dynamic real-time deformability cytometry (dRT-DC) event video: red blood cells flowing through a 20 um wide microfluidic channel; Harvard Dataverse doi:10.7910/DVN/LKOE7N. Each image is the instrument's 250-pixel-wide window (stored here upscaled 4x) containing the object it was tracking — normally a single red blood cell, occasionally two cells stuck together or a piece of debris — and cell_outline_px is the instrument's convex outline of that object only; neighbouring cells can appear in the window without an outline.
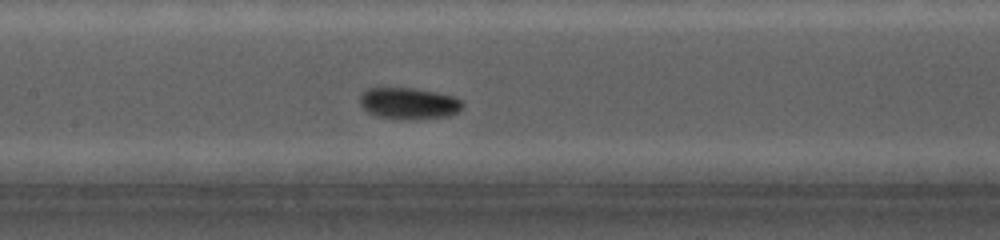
{"species": "common noctule bat (a hibernating species)", "species_latin": "Nyctalus noctula", "temperature_condition": "cold", "stored_images_in_passage": 46, "camera_frame_rate_fps": 5000, "um_per_image_px": 0.085, "animal": {"sex": "female", "body_mass_g": 19.0, "forearm_length_mm": 56.7}, "frame": {"image": 1, "passage_image": 23, "time_ms": 7.4, "image_size_px": [1000, 240], "cell_outline_px": [[464, 104], [456, 112], [448, 116], [408, 120], [392, 120], [376, 116], [368, 112], [360, 104], [360, 96], [368, 88], [416, 88], [436, 92], [452, 96], [464, 100]], "centroid_in_image_um": [34.74, 8.8], "position_along_channel_um": 172.7, "area_um2": 19.07}}
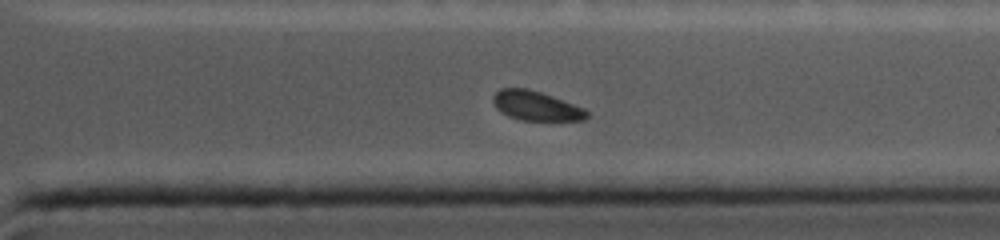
{"frame": {"image": 2, "passage_image": 39, "time_ms": 12.6, "image_size_px": [1000, 240], "cell_outline_px": [[588, 116], [584, 120], [520, 120], [508, 116], [496, 108], [492, 100], [492, 96], [500, 88], [528, 88], [552, 96], [584, 108], [588, 112]], "centroid_in_image_um": [45.53, 8.99], "position_along_channel_um": 365.9, "area_um2": 16.01}}
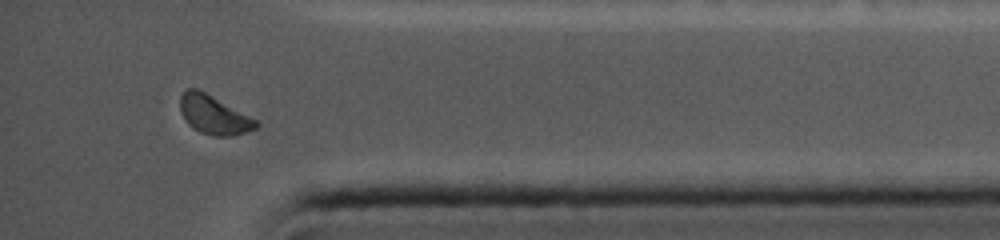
{"frame": {"image": 3, "passage_image": 43, "time_ms": 14.0, "image_size_px": [1000, 240], "cell_outline_px": [[260, 124], [256, 128], [232, 136], [216, 136], [200, 132], [192, 128], [184, 120], [180, 112], [180, 96], [188, 88], [196, 88], [204, 92], [256, 120]], "centroid_in_image_um": [18.12, 9.78], "position_along_channel_um": 417.1, "area_um2": 16.82}, "authors_computed_cell_mechanics": {"area_um2": 16.9643, "velocity_mm_per_s": 3.7077, "shape_relaxation_time_tau1_ms": 6.3763, "shape_relaxation_time_tau2_ms": null, "deformation_change_tau1": 0.1551, "deformation_change_tau2": null}}